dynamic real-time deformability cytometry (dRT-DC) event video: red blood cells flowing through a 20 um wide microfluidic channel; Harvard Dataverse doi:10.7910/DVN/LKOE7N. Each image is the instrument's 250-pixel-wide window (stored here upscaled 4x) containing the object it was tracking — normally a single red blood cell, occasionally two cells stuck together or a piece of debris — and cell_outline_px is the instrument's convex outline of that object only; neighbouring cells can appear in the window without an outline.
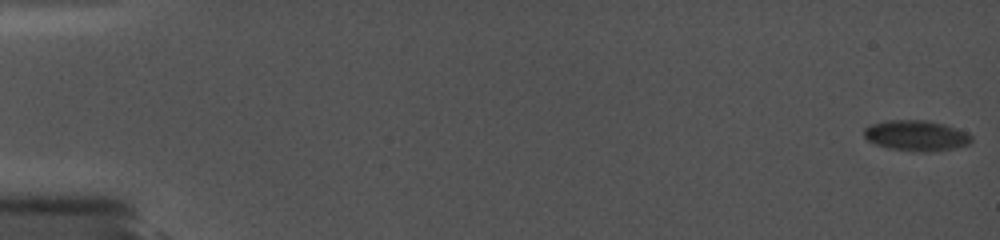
{"species": "common noctule bat (a hibernating species)", "species_latin": "Nyctalus noctula", "temperature_condition": "cold", "stored_images_in_passage": 61, "camera_frame_rate_fps": 5000, "um_per_image_px": 0.085, "animal": {"sex": "female", "body_mass_g": 19.0, "forearm_length_mm": 56.7}, "frame": {"image": 1, "passage_image": 1, "time_ms": 0.0, "image_size_px": [1000, 240], "cell_outline_px": [[972, 140], [968, 144], [952, 148], [924, 152], [912, 152], [888, 148], [876, 144], [868, 140], [864, 136], [864, 128], [872, 124], [884, 120], [928, 120], [944, 124], [968, 132], [972, 136]], "centroid_in_image_um": [77.87, 11.52], "position_along_channel_um": 7.1, "area_um2": 19.19}}
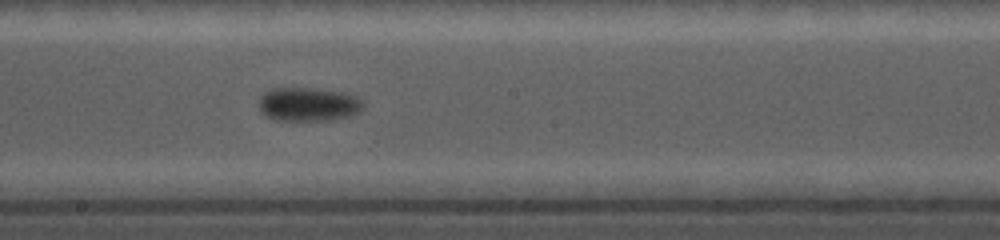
{"frame": {"image": 2, "passage_image": 37, "time_ms": 10.6, "image_size_px": [1000, 240], "cell_outline_px": [[364, 108], [352, 116], [328, 120], [272, 120], [264, 116], [260, 112], [260, 96], [264, 92], [272, 88], [304, 88], [344, 92], [360, 100], [364, 104]], "centroid_in_image_um": [26.17, 8.88], "position_along_channel_um": 222.0, "area_um2": 20.52}}
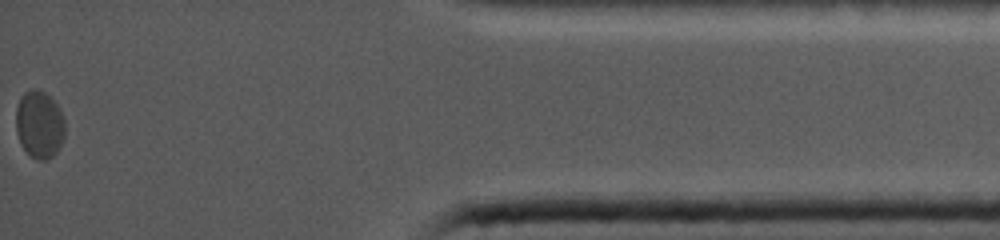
{"frame": {"image": 3, "passage_image": 61, "time_ms": 17.4, "image_size_px": [1000, 240], "cell_outline_px": [[64, 136], [56, 152], [48, 160], [36, 160], [20, 144], [16, 132], [16, 108], [20, 96], [24, 92], [32, 88], [36, 88], [44, 92], [56, 104], [64, 120]], "centroid_in_image_um": [3.32, 10.57], "position_along_channel_um": 431.9, "area_um2": 19.19}}